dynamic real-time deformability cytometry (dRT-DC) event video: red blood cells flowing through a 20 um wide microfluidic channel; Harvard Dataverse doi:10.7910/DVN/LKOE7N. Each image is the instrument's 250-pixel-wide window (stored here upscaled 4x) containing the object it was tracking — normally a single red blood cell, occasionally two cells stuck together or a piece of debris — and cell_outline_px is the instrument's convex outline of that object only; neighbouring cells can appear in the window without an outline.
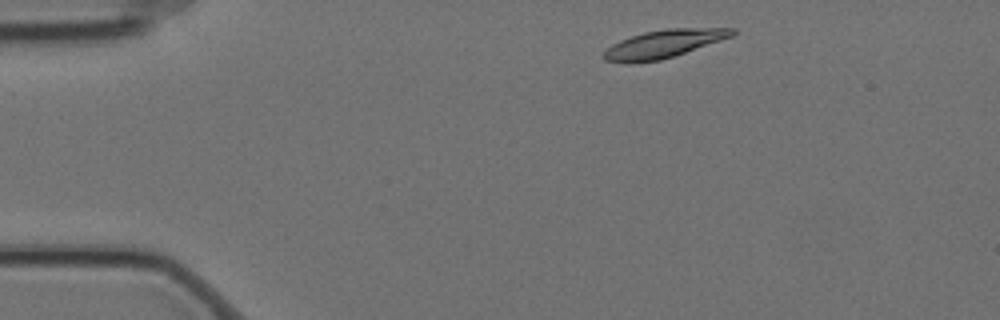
{"species": "Egyptian fruit bat (a non-hibernating species)", "species_latin": "Rousettus aegyptiacus", "temperature_condition": "cold", "stored_images_in_passage": 3, "camera_frame_rate_fps": 3000, "um_per_image_px": 0.085, "animal": {"sex": "female"}, "frame": {"image": 1, "passage_image": 1, "time_ms": 0.0, "image_size_px": [1000, 320], "cell_outline_px": [[736, 32], [732, 36], [660, 60], [632, 64], [624, 64], [604, 60], [600, 56], [612, 44], [620, 40], [644, 32], [668, 28], [736, 28]], "centroid_in_image_um": [56.33, 3.74], "position_along_channel_um": 28.7, "area_um2": 20.87}}